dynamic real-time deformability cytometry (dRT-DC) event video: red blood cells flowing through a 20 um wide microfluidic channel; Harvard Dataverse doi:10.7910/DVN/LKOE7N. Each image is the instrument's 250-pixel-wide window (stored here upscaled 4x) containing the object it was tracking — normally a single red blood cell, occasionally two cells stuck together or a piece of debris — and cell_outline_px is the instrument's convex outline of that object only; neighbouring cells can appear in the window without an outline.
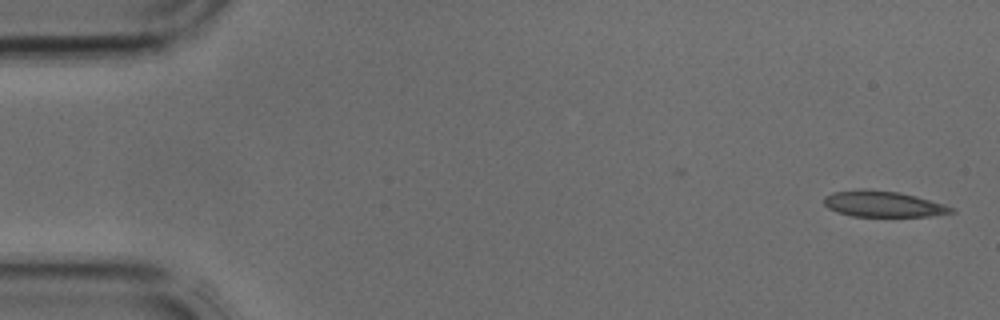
{"species": "common noctule bat (a hibernating species)", "species_latin": "Nyctalus noctula", "temperature_condition": "cold", "stored_images_in_passage": 41, "camera_frame_rate_fps": 3000, "um_per_image_px": 0.085, "animal": {"sex": "male", "body_mass_g": 17.9, "forearm_length_mm": 54.2}, "frame": {"image": 1, "passage_image": 1, "time_ms": 0.0, "image_size_px": [1000, 320], "cell_outline_px": [[956, 212], [928, 216], [852, 216], [836, 212], [828, 208], [824, 204], [824, 196], [832, 192], [860, 188], [864, 188], [900, 192], [916, 196], [944, 204], [956, 208]], "centroid_in_image_um": [75.05, 17.32], "position_along_channel_um": 10.0, "area_um2": 19.48}}
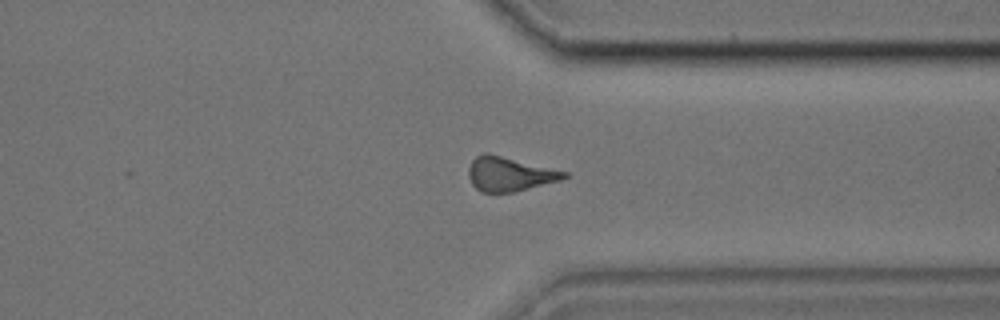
{"frame": {"image": 2, "passage_image": 31, "time_ms": 10.0, "image_size_px": [1000, 320], "cell_outline_px": [[568, 176], [560, 180], [512, 192], [480, 192], [472, 184], [468, 176], [468, 168], [472, 160], [476, 156], [484, 152], [488, 152], [568, 172]], "centroid_in_image_um": [43.27, 14.77], "position_along_channel_um": 368.1, "area_um2": 19.02}}
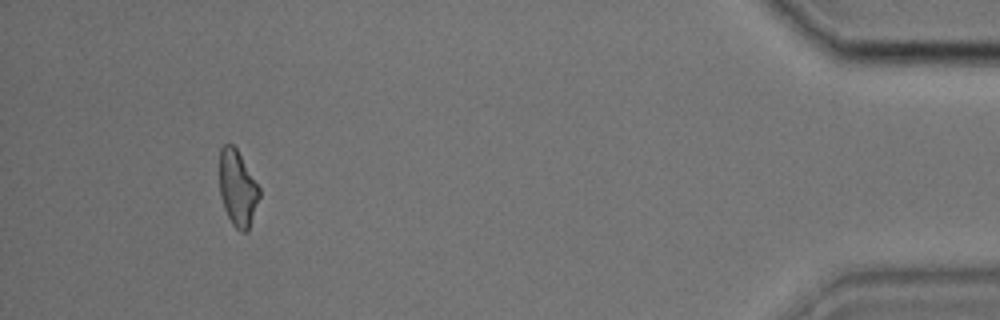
{"frame": {"image": 3, "passage_image": 38, "time_ms": 12.333, "image_size_px": [1000, 320], "cell_outline_px": [[260, 196], [248, 232], [240, 232], [232, 224], [224, 208], [220, 196], [220, 148], [224, 144], [232, 144], [236, 148], [260, 188]], "centroid_in_image_um": [20.2, 16.03], "position_along_channel_um": 415.0, "area_um2": 17.57}}